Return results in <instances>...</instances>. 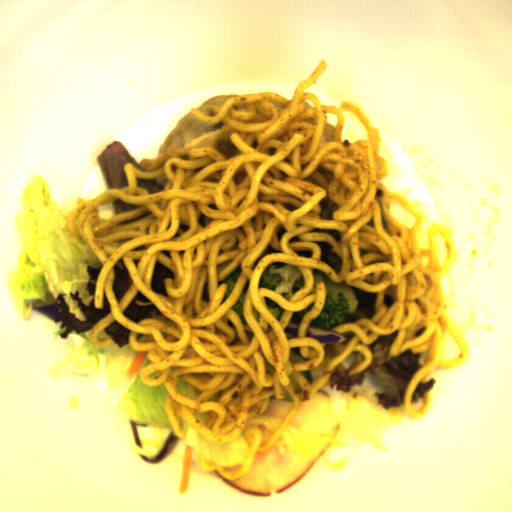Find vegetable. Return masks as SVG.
<instances>
[{
  "label": "vegetable",
  "mask_w": 512,
  "mask_h": 512,
  "mask_svg": "<svg viewBox=\"0 0 512 512\" xmlns=\"http://www.w3.org/2000/svg\"><path fill=\"white\" fill-rule=\"evenodd\" d=\"M20 196L21 214L14 223L17 264L7 274L5 286L24 320L33 313L55 319L64 354L50 378L82 372L104 375L124 417L152 429L150 438L131 444L132 449L145 457L154 454L175 432L165 410L169 393L164 383L147 385L141 379L142 369L154 362L146 350L138 371L127 376L137 350L129 343L130 329L115 319L97 336L115 343L92 344L94 323L110 311L104 292L102 308L95 303L101 262L84 239L68 231V213L55 205L39 176L28 181Z\"/></svg>",
  "instance_id": "add77e79"
},
{
  "label": "vegetable",
  "mask_w": 512,
  "mask_h": 512,
  "mask_svg": "<svg viewBox=\"0 0 512 512\" xmlns=\"http://www.w3.org/2000/svg\"><path fill=\"white\" fill-rule=\"evenodd\" d=\"M398 336V329L379 335L372 343L366 344L373 354L371 363L365 369L350 376L349 369L340 371L337 367L329 378V387L337 392L349 393L350 387L361 386L365 373L375 375L376 370L390 376L391 381L383 392L374 394L377 405L383 409L400 408L405 404V392L417 370L425 363L420 353L410 347L398 356H390V345Z\"/></svg>",
  "instance_id": "ea0f7189"
},
{
  "label": "vegetable",
  "mask_w": 512,
  "mask_h": 512,
  "mask_svg": "<svg viewBox=\"0 0 512 512\" xmlns=\"http://www.w3.org/2000/svg\"><path fill=\"white\" fill-rule=\"evenodd\" d=\"M177 417V416H176ZM185 438H181L188 446L196 451V460H211L223 466H242L249 454L251 444L242 430L238 437L228 442H218L207 439L184 419L177 417Z\"/></svg>",
  "instance_id": "f7b5029e"
},
{
  "label": "vegetable",
  "mask_w": 512,
  "mask_h": 512,
  "mask_svg": "<svg viewBox=\"0 0 512 512\" xmlns=\"http://www.w3.org/2000/svg\"><path fill=\"white\" fill-rule=\"evenodd\" d=\"M97 162L105 177L107 190L128 186L129 180L123 168L125 164H131L142 171H146L137 163L128 148L118 141H113L102 153L97 155Z\"/></svg>",
  "instance_id": "96ceb2fe"
},
{
  "label": "vegetable",
  "mask_w": 512,
  "mask_h": 512,
  "mask_svg": "<svg viewBox=\"0 0 512 512\" xmlns=\"http://www.w3.org/2000/svg\"><path fill=\"white\" fill-rule=\"evenodd\" d=\"M122 313L135 323L142 318H156L168 326L176 327L175 321L167 317L152 300L138 290L131 304Z\"/></svg>",
  "instance_id": "f1789d4c"
},
{
  "label": "vegetable",
  "mask_w": 512,
  "mask_h": 512,
  "mask_svg": "<svg viewBox=\"0 0 512 512\" xmlns=\"http://www.w3.org/2000/svg\"><path fill=\"white\" fill-rule=\"evenodd\" d=\"M349 286L351 287L358 303L355 310L346 316L343 323L355 322L359 318H367L371 320L376 314L377 292H365L351 285Z\"/></svg>",
  "instance_id": "8f37a823"
},
{
  "label": "vegetable",
  "mask_w": 512,
  "mask_h": 512,
  "mask_svg": "<svg viewBox=\"0 0 512 512\" xmlns=\"http://www.w3.org/2000/svg\"><path fill=\"white\" fill-rule=\"evenodd\" d=\"M164 278H174L175 279V274L164 263L156 260L154 268H153L152 276H151L150 287H151L152 291H154L158 295H163V296L168 297L167 290L164 285Z\"/></svg>",
  "instance_id": "6e5ebb59"
},
{
  "label": "vegetable",
  "mask_w": 512,
  "mask_h": 512,
  "mask_svg": "<svg viewBox=\"0 0 512 512\" xmlns=\"http://www.w3.org/2000/svg\"><path fill=\"white\" fill-rule=\"evenodd\" d=\"M113 267L115 271V278L112 289L118 303L129 290L133 279L129 269H124L117 264L113 265Z\"/></svg>",
  "instance_id": "b0100df1"
},
{
  "label": "vegetable",
  "mask_w": 512,
  "mask_h": 512,
  "mask_svg": "<svg viewBox=\"0 0 512 512\" xmlns=\"http://www.w3.org/2000/svg\"><path fill=\"white\" fill-rule=\"evenodd\" d=\"M322 252V256L319 261L329 265L337 273L341 270L343 263L339 256L332 250L333 245L329 242L315 241Z\"/></svg>",
  "instance_id": "8f987158"
},
{
  "label": "vegetable",
  "mask_w": 512,
  "mask_h": 512,
  "mask_svg": "<svg viewBox=\"0 0 512 512\" xmlns=\"http://www.w3.org/2000/svg\"><path fill=\"white\" fill-rule=\"evenodd\" d=\"M434 380H435V378L430 379V380H421L418 382V384L413 392V395L411 397V406H412L413 410H419V409L423 408V406H424L423 396H424L425 392L431 391L433 384H434Z\"/></svg>",
  "instance_id": "a930682d"
},
{
  "label": "vegetable",
  "mask_w": 512,
  "mask_h": 512,
  "mask_svg": "<svg viewBox=\"0 0 512 512\" xmlns=\"http://www.w3.org/2000/svg\"><path fill=\"white\" fill-rule=\"evenodd\" d=\"M175 390L192 399H196L203 391L196 388L182 377H178Z\"/></svg>",
  "instance_id": "fd8b72d7"
},
{
  "label": "vegetable",
  "mask_w": 512,
  "mask_h": 512,
  "mask_svg": "<svg viewBox=\"0 0 512 512\" xmlns=\"http://www.w3.org/2000/svg\"><path fill=\"white\" fill-rule=\"evenodd\" d=\"M322 206V213L319 215L321 219L334 220L333 214L340 207L328 196L320 200Z\"/></svg>",
  "instance_id": "fe728636"
},
{
  "label": "vegetable",
  "mask_w": 512,
  "mask_h": 512,
  "mask_svg": "<svg viewBox=\"0 0 512 512\" xmlns=\"http://www.w3.org/2000/svg\"><path fill=\"white\" fill-rule=\"evenodd\" d=\"M99 219L109 220L113 215H116L113 201L109 204L101 205L98 207Z\"/></svg>",
  "instance_id": "85849ced"
},
{
  "label": "vegetable",
  "mask_w": 512,
  "mask_h": 512,
  "mask_svg": "<svg viewBox=\"0 0 512 512\" xmlns=\"http://www.w3.org/2000/svg\"><path fill=\"white\" fill-rule=\"evenodd\" d=\"M137 185L143 189L148 190V194H152L158 191H163V187L151 180H142L137 178Z\"/></svg>",
  "instance_id": "7287f226"
},
{
  "label": "vegetable",
  "mask_w": 512,
  "mask_h": 512,
  "mask_svg": "<svg viewBox=\"0 0 512 512\" xmlns=\"http://www.w3.org/2000/svg\"><path fill=\"white\" fill-rule=\"evenodd\" d=\"M301 347H291L290 349V356L288 360L292 362H301V361H307L310 358L302 357L300 354Z\"/></svg>",
  "instance_id": "e8eb92f6"
}]
</instances>
